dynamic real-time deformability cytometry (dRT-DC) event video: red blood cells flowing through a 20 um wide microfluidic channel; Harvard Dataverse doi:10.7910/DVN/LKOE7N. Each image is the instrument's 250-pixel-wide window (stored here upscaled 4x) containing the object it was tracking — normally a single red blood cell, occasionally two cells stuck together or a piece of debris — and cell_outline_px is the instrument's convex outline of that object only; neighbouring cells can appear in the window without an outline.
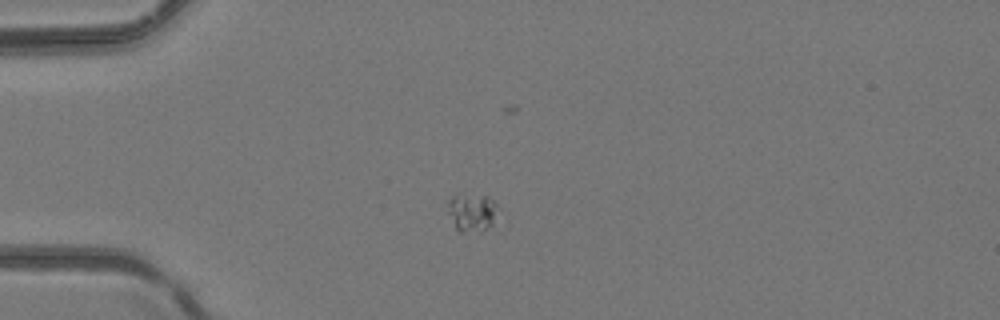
{"species": "common noctule bat (a hibernating species)", "species_latin": "Nyctalus noctula", "temperature_condition": "room temperature", "stored_images_in_passage": 3, "camera_frame_rate_fps": 3000, "um_per_image_px": 0.085, "animal": {"sex": "female", "body_mass_g": 24.6, "forearm_length_mm": 56.2}, "frame": {"image": 1, "passage_image": 1, "time_ms": 0.0, "image_size_px": [1000, 320], "cell_outline_px": [[496, 204], [492, 224], [480, 232], [456, 232], [444, 204], [452, 196], [488, 196]], "centroid_in_image_um": [40.01, 18.09], "position_along_channel_um": 45.0, "area_um2": 10.98}}
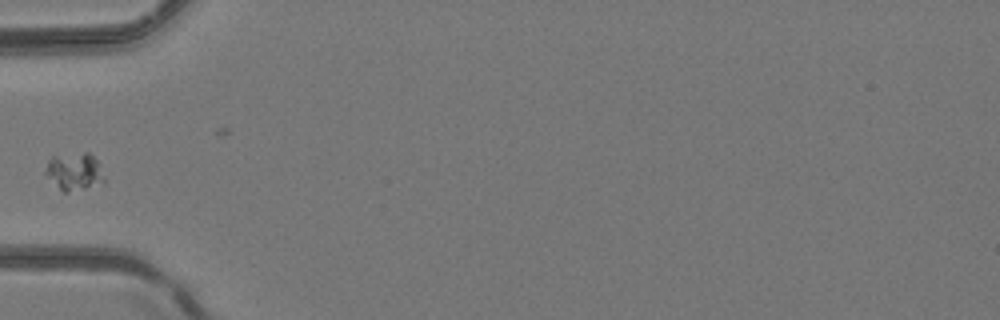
{"frame": {"image": 2, "passage_image": 2, "time_ms": 0.333, "image_size_px": [1000, 320], "cell_outline_px": [[104, 180], [84, 188], [68, 192], [64, 192], [44, 176], [44, 172], [48, 160], [52, 156], [84, 152], [88, 152], [100, 164]], "centroid_in_image_um": [6.25, 14.56], "position_along_channel_um": 78.8, "area_um2": 12.66}}